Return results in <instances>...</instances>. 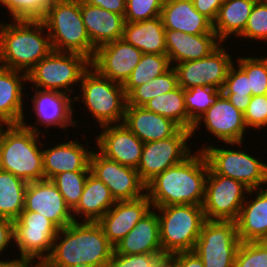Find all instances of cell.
Here are the masks:
<instances>
[{"label": "cell", "mask_w": 267, "mask_h": 267, "mask_svg": "<svg viewBox=\"0 0 267 267\" xmlns=\"http://www.w3.org/2000/svg\"><path fill=\"white\" fill-rule=\"evenodd\" d=\"M113 253L114 246L98 222L73 221L58 230L43 263L48 267H106Z\"/></svg>", "instance_id": "6da1fadb"}, {"label": "cell", "mask_w": 267, "mask_h": 267, "mask_svg": "<svg viewBox=\"0 0 267 267\" xmlns=\"http://www.w3.org/2000/svg\"><path fill=\"white\" fill-rule=\"evenodd\" d=\"M263 242L267 245V237L263 240Z\"/></svg>", "instance_id": "11a10c76"}, {"label": "cell", "mask_w": 267, "mask_h": 267, "mask_svg": "<svg viewBox=\"0 0 267 267\" xmlns=\"http://www.w3.org/2000/svg\"><path fill=\"white\" fill-rule=\"evenodd\" d=\"M213 146L204 145L197 150L203 151L209 168L215 174L235 179L250 190L267 186V163L244 150Z\"/></svg>", "instance_id": "9c48e42d"}, {"label": "cell", "mask_w": 267, "mask_h": 267, "mask_svg": "<svg viewBox=\"0 0 267 267\" xmlns=\"http://www.w3.org/2000/svg\"><path fill=\"white\" fill-rule=\"evenodd\" d=\"M171 67V63L166 54L143 53L140 62L123 84L126 95L135 87L148 83L155 77L164 74Z\"/></svg>", "instance_id": "e575fe53"}, {"label": "cell", "mask_w": 267, "mask_h": 267, "mask_svg": "<svg viewBox=\"0 0 267 267\" xmlns=\"http://www.w3.org/2000/svg\"><path fill=\"white\" fill-rule=\"evenodd\" d=\"M248 194L251 200L247 195L235 221L237 234L241 242H260L267 237V187L249 190Z\"/></svg>", "instance_id": "cb8c5ba5"}, {"label": "cell", "mask_w": 267, "mask_h": 267, "mask_svg": "<svg viewBox=\"0 0 267 267\" xmlns=\"http://www.w3.org/2000/svg\"><path fill=\"white\" fill-rule=\"evenodd\" d=\"M165 41L171 66L205 58L222 43L216 34L191 35L169 29H165Z\"/></svg>", "instance_id": "603a6c76"}, {"label": "cell", "mask_w": 267, "mask_h": 267, "mask_svg": "<svg viewBox=\"0 0 267 267\" xmlns=\"http://www.w3.org/2000/svg\"><path fill=\"white\" fill-rule=\"evenodd\" d=\"M55 0H0L13 20H42Z\"/></svg>", "instance_id": "60d3db41"}, {"label": "cell", "mask_w": 267, "mask_h": 267, "mask_svg": "<svg viewBox=\"0 0 267 267\" xmlns=\"http://www.w3.org/2000/svg\"><path fill=\"white\" fill-rule=\"evenodd\" d=\"M85 3L101 7L110 12L120 14L124 17L126 12V0H83Z\"/></svg>", "instance_id": "f907efd6"}, {"label": "cell", "mask_w": 267, "mask_h": 267, "mask_svg": "<svg viewBox=\"0 0 267 267\" xmlns=\"http://www.w3.org/2000/svg\"><path fill=\"white\" fill-rule=\"evenodd\" d=\"M80 87L82 94L75 96L74 102L81 98L99 127L123 123L127 107L123 84L111 81L90 66L82 75Z\"/></svg>", "instance_id": "8992f818"}, {"label": "cell", "mask_w": 267, "mask_h": 267, "mask_svg": "<svg viewBox=\"0 0 267 267\" xmlns=\"http://www.w3.org/2000/svg\"><path fill=\"white\" fill-rule=\"evenodd\" d=\"M10 23L0 22V66L27 74L53 50L50 37L42 20Z\"/></svg>", "instance_id": "3957f363"}, {"label": "cell", "mask_w": 267, "mask_h": 267, "mask_svg": "<svg viewBox=\"0 0 267 267\" xmlns=\"http://www.w3.org/2000/svg\"><path fill=\"white\" fill-rule=\"evenodd\" d=\"M14 221L0 217V255L2 251H6L8 245L14 242ZM1 260V258H0Z\"/></svg>", "instance_id": "681fc988"}, {"label": "cell", "mask_w": 267, "mask_h": 267, "mask_svg": "<svg viewBox=\"0 0 267 267\" xmlns=\"http://www.w3.org/2000/svg\"><path fill=\"white\" fill-rule=\"evenodd\" d=\"M257 0H225L213 22V31L224 42L231 36L239 37L246 26Z\"/></svg>", "instance_id": "1f68e13d"}, {"label": "cell", "mask_w": 267, "mask_h": 267, "mask_svg": "<svg viewBox=\"0 0 267 267\" xmlns=\"http://www.w3.org/2000/svg\"><path fill=\"white\" fill-rule=\"evenodd\" d=\"M234 267H267V245L263 242H241Z\"/></svg>", "instance_id": "7bdbcfd3"}, {"label": "cell", "mask_w": 267, "mask_h": 267, "mask_svg": "<svg viewBox=\"0 0 267 267\" xmlns=\"http://www.w3.org/2000/svg\"><path fill=\"white\" fill-rule=\"evenodd\" d=\"M89 173L90 171H68L59 173L51 179L71 210L80 201Z\"/></svg>", "instance_id": "f35d334b"}, {"label": "cell", "mask_w": 267, "mask_h": 267, "mask_svg": "<svg viewBox=\"0 0 267 267\" xmlns=\"http://www.w3.org/2000/svg\"><path fill=\"white\" fill-rule=\"evenodd\" d=\"M94 151L93 148L90 173L107 185L115 201L134 200L146 195V184L135 168L121 165Z\"/></svg>", "instance_id": "9a60e30c"}, {"label": "cell", "mask_w": 267, "mask_h": 267, "mask_svg": "<svg viewBox=\"0 0 267 267\" xmlns=\"http://www.w3.org/2000/svg\"><path fill=\"white\" fill-rule=\"evenodd\" d=\"M151 209L147 194L134 200L116 201L97 222L115 247Z\"/></svg>", "instance_id": "ffe728a7"}, {"label": "cell", "mask_w": 267, "mask_h": 267, "mask_svg": "<svg viewBox=\"0 0 267 267\" xmlns=\"http://www.w3.org/2000/svg\"><path fill=\"white\" fill-rule=\"evenodd\" d=\"M192 139L190 130L180 128L173 136L143 145V152L137 167L141 180L147 185L163 171L184 161L191 155L188 145Z\"/></svg>", "instance_id": "4fadbf2b"}, {"label": "cell", "mask_w": 267, "mask_h": 267, "mask_svg": "<svg viewBox=\"0 0 267 267\" xmlns=\"http://www.w3.org/2000/svg\"><path fill=\"white\" fill-rule=\"evenodd\" d=\"M23 211L42 214L58 229L65 228L75 221L71 208L66 204L56 185L48 179L28 182Z\"/></svg>", "instance_id": "ac0fdd59"}, {"label": "cell", "mask_w": 267, "mask_h": 267, "mask_svg": "<svg viewBox=\"0 0 267 267\" xmlns=\"http://www.w3.org/2000/svg\"><path fill=\"white\" fill-rule=\"evenodd\" d=\"M123 124L143 143L167 139L180 129L171 119L132 105L126 107Z\"/></svg>", "instance_id": "d4e9b609"}, {"label": "cell", "mask_w": 267, "mask_h": 267, "mask_svg": "<svg viewBox=\"0 0 267 267\" xmlns=\"http://www.w3.org/2000/svg\"><path fill=\"white\" fill-rule=\"evenodd\" d=\"M161 19L165 29L191 35L215 34L213 23L195 9L192 0H165Z\"/></svg>", "instance_id": "4316f807"}, {"label": "cell", "mask_w": 267, "mask_h": 267, "mask_svg": "<svg viewBox=\"0 0 267 267\" xmlns=\"http://www.w3.org/2000/svg\"><path fill=\"white\" fill-rule=\"evenodd\" d=\"M221 95L222 90L200 85L184 89V101L189 119L195 124Z\"/></svg>", "instance_id": "74e56055"}, {"label": "cell", "mask_w": 267, "mask_h": 267, "mask_svg": "<svg viewBox=\"0 0 267 267\" xmlns=\"http://www.w3.org/2000/svg\"><path fill=\"white\" fill-rule=\"evenodd\" d=\"M34 267H48V266L44 263H36Z\"/></svg>", "instance_id": "db71d44e"}, {"label": "cell", "mask_w": 267, "mask_h": 267, "mask_svg": "<svg viewBox=\"0 0 267 267\" xmlns=\"http://www.w3.org/2000/svg\"><path fill=\"white\" fill-rule=\"evenodd\" d=\"M242 39L261 40L267 42V3L257 0L251 10L243 33Z\"/></svg>", "instance_id": "b9f144b4"}, {"label": "cell", "mask_w": 267, "mask_h": 267, "mask_svg": "<svg viewBox=\"0 0 267 267\" xmlns=\"http://www.w3.org/2000/svg\"><path fill=\"white\" fill-rule=\"evenodd\" d=\"M122 39L142 53L166 54L165 28L161 16L139 22H125Z\"/></svg>", "instance_id": "4dcf8cb0"}, {"label": "cell", "mask_w": 267, "mask_h": 267, "mask_svg": "<svg viewBox=\"0 0 267 267\" xmlns=\"http://www.w3.org/2000/svg\"><path fill=\"white\" fill-rule=\"evenodd\" d=\"M249 190L243 183L215 174L209 168L202 204L205 219L236 221Z\"/></svg>", "instance_id": "8fae6325"}, {"label": "cell", "mask_w": 267, "mask_h": 267, "mask_svg": "<svg viewBox=\"0 0 267 267\" xmlns=\"http://www.w3.org/2000/svg\"><path fill=\"white\" fill-rule=\"evenodd\" d=\"M28 183L0 169V217L15 221L24 210Z\"/></svg>", "instance_id": "836d02e7"}, {"label": "cell", "mask_w": 267, "mask_h": 267, "mask_svg": "<svg viewBox=\"0 0 267 267\" xmlns=\"http://www.w3.org/2000/svg\"><path fill=\"white\" fill-rule=\"evenodd\" d=\"M27 74L0 66V123L3 125L21 124L25 119L24 97ZM24 103V104H23Z\"/></svg>", "instance_id": "484cf974"}, {"label": "cell", "mask_w": 267, "mask_h": 267, "mask_svg": "<svg viewBox=\"0 0 267 267\" xmlns=\"http://www.w3.org/2000/svg\"><path fill=\"white\" fill-rule=\"evenodd\" d=\"M143 107L148 111L171 119L180 128L191 131L194 126L186 111L184 89L181 86H178L173 91L154 97L147 101Z\"/></svg>", "instance_id": "d6a6232c"}, {"label": "cell", "mask_w": 267, "mask_h": 267, "mask_svg": "<svg viewBox=\"0 0 267 267\" xmlns=\"http://www.w3.org/2000/svg\"><path fill=\"white\" fill-rule=\"evenodd\" d=\"M165 0H126L125 22H139L161 16Z\"/></svg>", "instance_id": "ee69618b"}, {"label": "cell", "mask_w": 267, "mask_h": 267, "mask_svg": "<svg viewBox=\"0 0 267 267\" xmlns=\"http://www.w3.org/2000/svg\"><path fill=\"white\" fill-rule=\"evenodd\" d=\"M163 256V253H143L121 255L113 253L106 267H153Z\"/></svg>", "instance_id": "bcb514c9"}, {"label": "cell", "mask_w": 267, "mask_h": 267, "mask_svg": "<svg viewBox=\"0 0 267 267\" xmlns=\"http://www.w3.org/2000/svg\"><path fill=\"white\" fill-rule=\"evenodd\" d=\"M154 210L158 212L163 254L193 251L206 220L202 205H168Z\"/></svg>", "instance_id": "52a82bcc"}, {"label": "cell", "mask_w": 267, "mask_h": 267, "mask_svg": "<svg viewBox=\"0 0 267 267\" xmlns=\"http://www.w3.org/2000/svg\"><path fill=\"white\" fill-rule=\"evenodd\" d=\"M177 87V74L175 69L171 67L164 74L155 77L152 81L135 87L127 95V105L143 106L154 97L173 91Z\"/></svg>", "instance_id": "d590c367"}, {"label": "cell", "mask_w": 267, "mask_h": 267, "mask_svg": "<svg viewBox=\"0 0 267 267\" xmlns=\"http://www.w3.org/2000/svg\"><path fill=\"white\" fill-rule=\"evenodd\" d=\"M42 21L53 50L81 54L91 61L96 48L83 22L81 0H55Z\"/></svg>", "instance_id": "5b68a950"}, {"label": "cell", "mask_w": 267, "mask_h": 267, "mask_svg": "<svg viewBox=\"0 0 267 267\" xmlns=\"http://www.w3.org/2000/svg\"><path fill=\"white\" fill-rule=\"evenodd\" d=\"M153 267H173L172 255L163 256Z\"/></svg>", "instance_id": "f5cc1de1"}, {"label": "cell", "mask_w": 267, "mask_h": 267, "mask_svg": "<svg viewBox=\"0 0 267 267\" xmlns=\"http://www.w3.org/2000/svg\"><path fill=\"white\" fill-rule=\"evenodd\" d=\"M172 257L173 267H204L201 258L194 251L178 252Z\"/></svg>", "instance_id": "c3c4849f"}, {"label": "cell", "mask_w": 267, "mask_h": 267, "mask_svg": "<svg viewBox=\"0 0 267 267\" xmlns=\"http://www.w3.org/2000/svg\"><path fill=\"white\" fill-rule=\"evenodd\" d=\"M58 228L40 213L22 211L14 221V242L19 254L43 263L51 254Z\"/></svg>", "instance_id": "7c38bea8"}, {"label": "cell", "mask_w": 267, "mask_h": 267, "mask_svg": "<svg viewBox=\"0 0 267 267\" xmlns=\"http://www.w3.org/2000/svg\"><path fill=\"white\" fill-rule=\"evenodd\" d=\"M232 56L222 43L207 57L174 64L178 86L190 89L194 86L212 87L221 90L224 86Z\"/></svg>", "instance_id": "5bb4252c"}, {"label": "cell", "mask_w": 267, "mask_h": 267, "mask_svg": "<svg viewBox=\"0 0 267 267\" xmlns=\"http://www.w3.org/2000/svg\"><path fill=\"white\" fill-rule=\"evenodd\" d=\"M195 9L207 17L212 23L215 21L219 8L223 4L222 0H192Z\"/></svg>", "instance_id": "7dc6e473"}, {"label": "cell", "mask_w": 267, "mask_h": 267, "mask_svg": "<svg viewBox=\"0 0 267 267\" xmlns=\"http://www.w3.org/2000/svg\"><path fill=\"white\" fill-rule=\"evenodd\" d=\"M18 258L11 260L8 259V261L6 259L4 261L2 258V260H0V267H34V265L37 263L27 257L20 256Z\"/></svg>", "instance_id": "816d5d0a"}, {"label": "cell", "mask_w": 267, "mask_h": 267, "mask_svg": "<svg viewBox=\"0 0 267 267\" xmlns=\"http://www.w3.org/2000/svg\"><path fill=\"white\" fill-rule=\"evenodd\" d=\"M93 152L76 140L60 142L57 146L43 148L42 161L44 179L68 171H90V157Z\"/></svg>", "instance_id": "7402d4cb"}, {"label": "cell", "mask_w": 267, "mask_h": 267, "mask_svg": "<svg viewBox=\"0 0 267 267\" xmlns=\"http://www.w3.org/2000/svg\"><path fill=\"white\" fill-rule=\"evenodd\" d=\"M32 111L37 120L35 126L45 125V128L54 126L67 130V126L75 127L78 121L73 118V101L68 94L59 91L34 89ZM72 103V104H71Z\"/></svg>", "instance_id": "44dd1931"}, {"label": "cell", "mask_w": 267, "mask_h": 267, "mask_svg": "<svg viewBox=\"0 0 267 267\" xmlns=\"http://www.w3.org/2000/svg\"><path fill=\"white\" fill-rule=\"evenodd\" d=\"M115 203L107 185L89 173L80 201L72 210V215L75 221L83 216L84 218H80L84 219L82 221L97 222Z\"/></svg>", "instance_id": "f546056e"}, {"label": "cell", "mask_w": 267, "mask_h": 267, "mask_svg": "<svg viewBox=\"0 0 267 267\" xmlns=\"http://www.w3.org/2000/svg\"><path fill=\"white\" fill-rule=\"evenodd\" d=\"M3 126L0 128V169L27 183L43 180L44 144L40 141L39 134L43 133L40 127L27 124L25 119L21 124Z\"/></svg>", "instance_id": "277c9868"}, {"label": "cell", "mask_w": 267, "mask_h": 267, "mask_svg": "<svg viewBox=\"0 0 267 267\" xmlns=\"http://www.w3.org/2000/svg\"><path fill=\"white\" fill-rule=\"evenodd\" d=\"M96 135L98 151L106 158L137 169L144 143L123 123L105 125Z\"/></svg>", "instance_id": "d6986e66"}, {"label": "cell", "mask_w": 267, "mask_h": 267, "mask_svg": "<svg viewBox=\"0 0 267 267\" xmlns=\"http://www.w3.org/2000/svg\"><path fill=\"white\" fill-rule=\"evenodd\" d=\"M240 243L235 221L205 220L193 251L204 267H234Z\"/></svg>", "instance_id": "30bf717a"}, {"label": "cell", "mask_w": 267, "mask_h": 267, "mask_svg": "<svg viewBox=\"0 0 267 267\" xmlns=\"http://www.w3.org/2000/svg\"><path fill=\"white\" fill-rule=\"evenodd\" d=\"M89 67L90 60L84 55L52 50L27 73V81L34 89L72 95L73 87L77 83L80 85L82 75Z\"/></svg>", "instance_id": "ba28073f"}, {"label": "cell", "mask_w": 267, "mask_h": 267, "mask_svg": "<svg viewBox=\"0 0 267 267\" xmlns=\"http://www.w3.org/2000/svg\"><path fill=\"white\" fill-rule=\"evenodd\" d=\"M236 62L248 76L252 96L267 94V56L238 57Z\"/></svg>", "instance_id": "ab89813d"}, {"label": "cell", "mask_w": 267, "mask_h": 267, "mask_svg": "<svg viewBox=\"0 0 267 267\" xmlns=\"http://www.w3.org/2000/svg\"><path fill=\"white\" fill-rule=\"evenodd\" d=\"M233 63L227 73L222 94L230 103L244 113L250 103L252 91L249 90V79L247 74Z\"/></svg>", "instance_id": "8d00e7d4"}, {"label": "cell", "mask_w": 267, "mask_h": 267, "mask_svg": "<svg viewBox=\"0 0 267 267\" xmlns=\"http://www.w3.org/2000/svg\"><path fill=\"white\" fill-rule=\"evenodd\" d=\"M244 122L249 129L261 130L267 127V94L251 97L248 108L244 112Z\"/></svg>", "instance_id": "f6af8a7d"}, {"label": "cell", "mask_w": 267, "mask_h": 267, "mask_svg": "<svg viewBox=\"0 0 267 267\" xmlns=\"http://www.w3.org/2000/svg\"><path fill=\"white\" fill-rule=\"evenodd\" d=\"M81 14L87 34L95 48L122 38L125 25L122 15L89 5L83 0Z\"/></svg>", "instance_id": "83f0119b"}, {"label": "cell", "mask_w": 267, "mask_h": 267, "mask_svg": "<svg viewBox=\"0 0 267 267\" xmlns=\"http://www.w3.org/2000/svg\"><path fill=\"white\" fill-rule=\"evenodd\" d=\"M209 165L196 150L181 163L169 167L146 185L152 208L168 205H202Z\"/></svg>", "instance_id": "7a4b0ae2"}, {"label": "cell", "mask_w": 267, "mask_h": 267, "mask_svg": "<svg viewBox=\"0 0 267 267\" xmlns=\"http://www.w3.org/2000/svg\"><path fill=\"white\" fill-rule=\"evenodd\" d=\"M201 122L206 130L217 139L231 146H240L244 143L246 125L244 113L236 109L223 94L217 102L211 106L194 124L191 133L192 137L200 129ZM245 132V133H244Z\"/></svg>", "instance_id": "2e32d148"}, {"label": "cell", "mask_w": 267, "mask_h": 267, "mask_svg": "<svg viewBox=\"0 0 267 267\" xmlns=\"http://www.w3.org/2000/svg\"><path fill=\"white\" fill-rule=\"evenodd\" d=\"M114 253L133 255L163 253L160 242L158 214L152 208L114 247Z\"/></svg>", "instance_id": "f1b7e54d"}, {"label": "cell", "mask_w": 267, "mask_h": 267, "mask_svg": "<svg viewBox=\"0 0 267 267\" xmlns=\"http://www.w3.org/2000/svg\"><path fill=\"white\" fill-rule=\"evenodd\" d=\"M142 55L138 48L120 38L96 48L90 66L111 81L124 84Z\"/></svg>", "instance_id": "e0dca14e"}]
</instances>
